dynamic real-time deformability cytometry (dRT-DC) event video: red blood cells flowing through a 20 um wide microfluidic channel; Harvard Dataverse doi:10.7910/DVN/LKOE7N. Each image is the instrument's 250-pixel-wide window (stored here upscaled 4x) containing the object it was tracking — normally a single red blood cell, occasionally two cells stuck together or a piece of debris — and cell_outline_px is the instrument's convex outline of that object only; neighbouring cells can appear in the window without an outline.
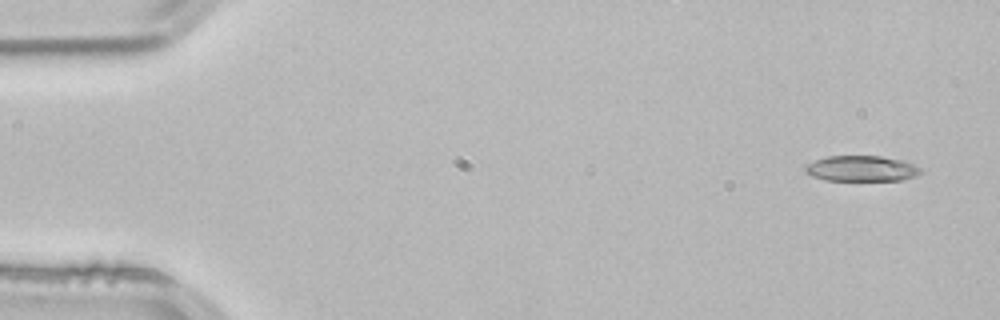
{"species": "common noctule bat (a hibernating species)", "species_latin": "Nyctalus noctula", "temperature_condition": "room temperature", "stored_images_in_passage": 51, "camera_frame_rate_fps": 3000, "um_per_image_px": 0.085, "animal": {"sex": "male", "body_mass_g": 21.5, "forearm_length_mm": 52.0}, "frame": {"image": 1, "passage_image": 1, "time_ms": 0.0, "image_size_px": [1000, 320], "cell_outline_px": [[920, 172], [916, 176], [904, 180], [824, 180], [812, 176], [804, 172], [804, 168], [808, 164], [816, 160], [828, 156], [880, 156], [900, 160], [912, 164], [920, 168]], "centroid_in_image_um": [73.2, 14.33], "position_along_channel_um": 11.8, "area_um2": 17.05}}
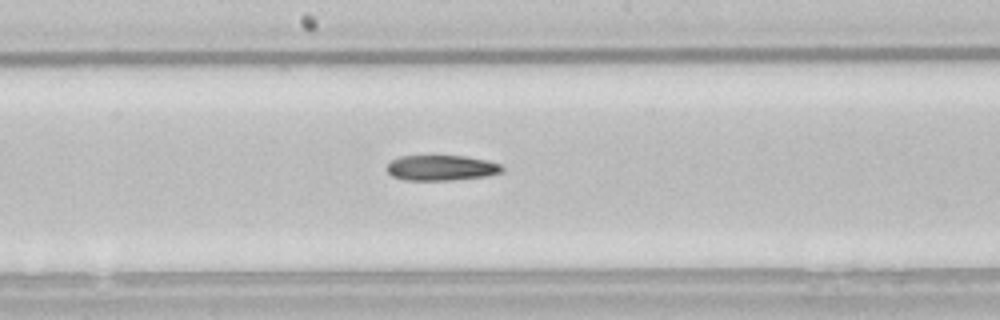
{"frame": {"image": 2, "passage_image": 26, "time_ms": 8.333, "image_size_px": [1000, 320], "cell_outline_px": [[504, 172], [488, 176], [452, 180], [404, 180], [392, 176], [384, 168], [392, 160], [400, 156], [464, 156], [488, 160], [500, 164], [504, 168]], "centroid_in_image_um": [37.53, 14.27], "position_along_channel_um": 210.7, "area_um2": 17.22}}
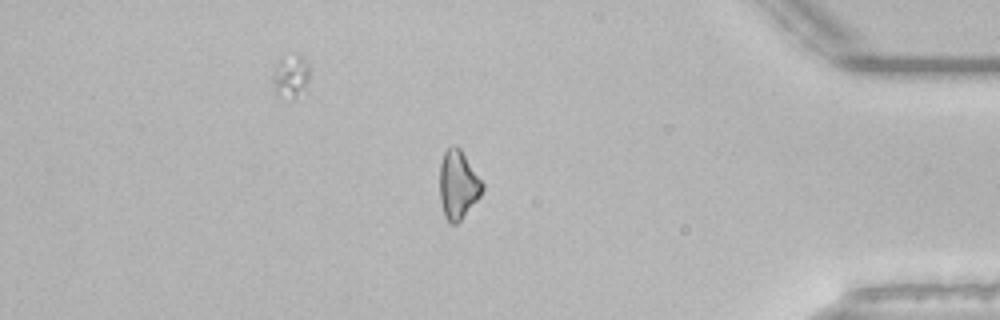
{"frame": {"image": 3, "passage_image": 43, "time_ms": 14.0, "image_size_px": [1000, 320], "cell_outline_px": [[484, 188], [480, 196], [460, 220], [456, 224], [452, 224], [444, 216], [440, 200], [440, 164], [444, 152], [452, 144], [456, 144], [460, 148], [484, 184]], "centroid_in_image_um": [38.93, 15.68], "position_along_channel_um": 396.3, "area_um2": 16.94}}